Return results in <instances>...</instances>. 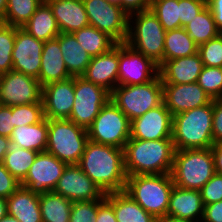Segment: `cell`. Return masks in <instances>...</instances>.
Listing matches in <instances>:
<instances>
[{
    "label": "cell",
    "mask_w": 222,
    "mask_h": 222,
    "mask_svg": "<svg viewBox=\"0 0 222 222\" xmlns=\"http://www.w3.org/2000/svg\"><path fill=\"white\" fill-rule=\"evenodd\" d=\"M104 194L124 191V149L88 140L77 164Z\"/></svg>",
    "instance_id": "1"
},
{
    "label": "cell",
    "mask_w": 222,
    "mask_h": 222,
    "mask_svg": "<svg viewBox=\"0 0 222 222\" xmlns=\"http://www.w3.org/2000/svg\"><path fill=\"white\" fill-rule=\"evenodd\" d=\"M175 151L172 139L130 138L124 148L126 174L127 176L170 174Z\"/></svg>",
    "instance_id": "2"
},
{
    "label": "cell",
    "mask_w": 222,
    "mask_h": 222,
    "mask_svg": "<svg viewBox=\"0 0 222 222\" xmlns=\"http://www.w3.org/2000/svg\"><path fill=\"white\" fill-rule=\"evenodd\" d=\"M213 100L173 116L172 141L176 150L211 148Z\"/></svg>",
    "instance_id": "3"
},
{
    "label": "cell",
    "mask_w": 222,
    "mask_h": 222,
    "mask_svg": "<svg viewBox=\"0 0 222 222\" xmlns=\"http://www.w3.org/2000/svg\"><path fill=\"white\" fill-rule=\"evenodd\" d=\"M174 183L171 174L128 176L125 192L155 218L167 215Z\"/></svg>",
    "instance_id": "4"
},
{
    "label": "cell",
    "mask_w": 222,
    "mask_h": 222,
    "mask_svg": "<svg viewBox=\"0 0 222 222\" xmlns=\"http://www.w3.org/2000/svg\"><path fill=\"white\" fill-rule=\"evenodd\" d=\"M165 36L164 27L150 9L129 15L125 43L158 66L164 61Z\"/></svg>",
    "instance_id": "5"
},
{
    "label": "cell",
    "mask_w": 222,
    "mask_h": 222,
    "mask_svg": "<svg viewBox=\"0 0 222 222\" xmlns=\"http://www.w3.org/2000/svg\"><path fill=\"white\" fill-rule=\"evenodd\" d=\"M215 173L211 148L175 151L170 174L177 187L200 190Z\"/></svg>",
    "instance_id": "6"
},
{
    "label": "cell",
    "mask_w": 222,
    "mask_h": 222,
    "mask_svg": "<svg viewBox=\"0 0 222 222\" xmlns=\"http://www.w3.org/2000/svg\"><path fill=\"white\" fill-rule=\"evenodd\" d=\"M87 129L69 119H48L46 152L67 165L78 164L88 142Z\"/></svg>",
    "instance_id": "7"
},
{
    "label": "cell",
    "mask_w": 222,
    "mask_h": 222,
    "mask_svg": "<svg viewBox=\"0 0 222 222\" xmlns=\"http://www.w3.org/2000/svg\"><path fill=\"white\" fill-rule=\"evenodd\" d=\"M130 121L163 103V87L159 74L150 82L118 85L110 99Z\"/></svg>",
    "instance_id": "8"
},
{
    "label": "cell",
    "mask_w": 222,
    "mask_h": 222,
    "mask_svg": "<svg viewBox=\"0 0 222 222\" xmlns=\"http://www.w3.org/2000/svg\"><path fill=\"white\" fill-rule=\"evenodd\" d=\"M130 125L129 118L109 100L87 129L88 138L96 143L124 149L130 139Z\"/></svg>",
    "instance_id": "9"
},
{
    "label": "cell",
    "mask_w": 222,
    "mask_h": 222,
    "mask_svg": "<svg viewBox=\"0 0 222 222\" xmlns=\"http://www.w3.org/2000/svg\"><path fill=\"white\" fill-rule=\"evenodd\" d=\"M74 91V105L69 120L88 129L101 108L111 99V93L82 76L74 77Z\"/></svg>",
    "instance_id": "10"
},
{
    "label": "cell",
    "mask_w": 222,
    "mask_h": 222,
    "mask_svg": "<svg viewBox=\"0 0 222 222\" xmlns=\"http://www.w3.org/2000/svg\"><path fill=\"white\" fill-rule=\"evenodd\" d=\"M91 26L107 33L117 43H125L128 37L129 15L119 4L106 0H83Z\"/></svg>",
    "instance_id": "11"
},
{
    "label": "cell",
    "mask_w": 222,
    "mask_h": 222,
    "mask_svg": "<svg viewBox=\"0 0 222 222\" xmlns=\"http://www.w3.org/2000/svg\"><path fill=\"white\" fill-rule=\"evenodd\" d=\"M41 97L42 87L37 79L14 70L0 75V105L42 103Z\"/></svg>",
    "instance_id": "12"
},
{
    "label": "cell",
    "mask_w": 222,
    "mask_h": 222,
    "mask_svg": "<svg viewBox=\"0 0 222 222\" xmlns=\"http://www.w3.org/2000/svg\"><path fill=\"white\" fill-rule=\"evenodd\" d=\"M159 74V67L150 58L119 43L118 85H138L152 81Z\"/></svg>",
    "instance_id": "13"
},
{
    "label": "cell",
    "mask_w": 222,
    "mask_h": 222,
    "mask_svg": "<svg viewBox=\"0 0 222 222\" xmlns=\"http://www.w3.org/2000/svg\"><path fill=\"white\" fill-rule=\"evenodd\" d=\"M67 164L48 152H39L26 177L20 182L36 194L53 191Z\"/></svg>",
    "instance_id": "14"
},
{
    "label": "cell",
    "mask_w": 222,
    "mask_h": 222,
    "mask_svg": "<svg viewBox=\"0 0 222 222\" xmlns=\"http://www.w3.org/2000/svg\"><path fill=\"white\" fill-rule=\"evenodd\" d=\"M53 192L72 202L99 200L105 194L77 165H67Z\"/></svg>",
    "instance_id": "15"
},
{
    "label": "cell",
    "mask_w": 222,
    "mask_h": 222,
    "mask_svg": "<svg viewBox=\"0 0 222 222\" xmlns=\"http://www.w3.org/2000/svg\"><path fill=\"white\" fill-rule=\"evenodd\" d=\"M172 124L173 116L162 103L131 121L130 138L140 140L172 139Z\"/></svg>",
    "instance_id": "16"
},
{
    "label": "cell",
    "mask_w": 222,
    "mask_h": 222,
    "mask_svg": "<svg viewBox=\"0 0 222 222\" xmlns=\"http://www.w3.org/2000/svg\"><path fill=\"white\" fill-rule=\"evenodd\" d=\"M44 41L38 40L22 28L16 27L12 52V70L38 80Z\"/></svg>",
    "instance_id": "17"
},
{
    "label": "cell",
    "mask_w": 222,
    "mask_h": 222,
    "mask_svg": "<svg viewBox=\"0 0 222 222\" xmlns=\"http://www.w3.org/2000/svg\"><path fill=\"white\" fill-rule=\"evenodd\" d=\"M74 99V77L45 85L42 87L41 97L44 117L69 119Z\"/></svg>",
    "instance_id": "18"
},
{
    "label": "cell",
    "mask_w": 222,
    "mask_h": 222,
    "mask_svg": "<svg viewBox=\"0 0 222 222\" xmlns=\"http://www.w3.org/2000/svg\"><path fill=\"white\" fill-rule=\"evenodd\" d=\"M163 103L172 116L209 104L212 99L197 82L162 84Z\"/></svg>",
    "instance_id": "19"
},
{
    "label": "cell",
    "mask_w": 222,
    "mask_h": 222,
    "mask_svg": "<svg viewBox=\"0 0 222 222\" xmlns=\"http://www.w3.org/2000/svg\"><path fill=\"white\" fill-rule=\"evenodd\" d=\"M118 69L119 43L107 53L92 57L82 77L111 93L117 87Z\"/></svg>",
    "instance_id": "20"
},
{
    "label": "cell",
    "mask_w": 222,
    "mask_h": 222,
    "mask_svg": "<svg viewBox=\"0 0 222 222\" xmlns=\"http://www.w3.org/2000/svg\"><path fill=\"white\" fill-rule=\"evenodd\" d=\"M162 84H188L198 81L203 68L199 53L163 61L159 66Z\"/></svg>",
    "instance_id": "21"
},
{
    "label": "cell",
    "mask_w": 222,
    "mask_h": 222,
    "mask_svg": "<svg viewBox=\"0 0 222 222\" xmlns=\"http://www.w3.org/2000/svg\"><path fill=\"white\" fill-rule=\"evenodd\" d=\"M204 214V204L200 190L183 189L173 186L167 215L188 221H200Z\"/></svg>",
    "instance_id": "22"
},
{
    "label": "cell",
    "mask_w": 222,
    "mask_h": 222,
    "mask_svg": "<svg viewBox=\"0 0 222 222\" xmlns=\"http://www.w3.org/2000/svg\"><path fill=\"white\" fill-rule=\"evenodd\" d=\"M53 11L60 33H74L89 24L83 0H45Z\"/></svg>",
    "instance_id": "23"
},
{
    "label": "cell",
    "mask_w": 222,
    "mask_h": 222,
    "mask_svg": "<svg viewBox=\"0 0 222 222\" xmlns=\"http://www.w3.org/2000/svg\"><path fill=\"white\" fill-rule=\"evenodd\" d=\"M72 77L65 66L59 45V35L44 42L41 58V69L38 81L41 87L47 84L63 81Z\"/></svg>",
    "instance_id": "24"
},
{
    "label": "cell",
    "mask_w": 222,
    "mask_h": 222,
    "mask_svg": "<svg viewBox=\"0 0 222 222\" xmlns=\"http://www.w3.org/2000/svg\"><path fill=\"white\" fill-rule=\"evenodd\" d=\"M8 215L20 222H43L39 206V194L20 186L7 198Z\"/></svg>",
    "instance_id": "25"
},
{
    "label": "cell",
    "mask_w": 222,
    "mask_h": 222,
    "mask_svg": "<svg viewBox=\"0 0 222 222\" xmlns=\"http://www.w3.org/2000/svg\"><path fill=\"white\" fill-rule=\"evenodd\" d=\"M105 199L113 206L117 222H154L156 220L125 191L105 194Z\"/></svg>",
    "instance_id": "26"
},
{
    "label": "cell",
    "mask_w": 222,
    "mask_h": 222,
    "mask_svg": "<svg viewBox=\"0 0 222 222\" xmlns=\"http://www.w3.org/2000/svg\"><path fill=\"white\" fill-rule=\"evenodd\" d=\"M48 119L43 118L33 125L15 127L11 136V144L27 150L45 152L47 149Z\"/></svg>",
    "instance_id": "27"
},
{
    "label": "cell",
    "mask_w": 222,
    "mask_h": 222,
    "mask_svg": "<svg viewBox=\"0 0 222 222\" xmlns=\"http://www.w3.org/2000/svg\"><path fill=\"white\" fill-rule=\"evenodd\" d=\"M59 45L68 73L72 76H82L92 57L78 43L72 33H60Z\"/></svg>",
    "instance_id": "28"
},
{
    "label": "cell",
    "mask_w": 222,
    "mask_h": 222,
    "mask_svg": "<svg viewBox=\"0 0 222 222\" xmlns=\"http://www.w3.org/2000/svg\"><path fill=\"white\" fill-rule=\"evenodd\" d=\"M22 29L44 42L55 39L60 34L53 11L45 0Z\"/></svg>",
    "instance_id": "29"
},
{
    "label": "cell",
    "mask_w": 222,
    "mask_h": 222,
    "mask_svg": "<svg viewBox=\"0 0 222 222\" xmlns=\"http://www.w3.org/2000/svg\"><path fill=\"white\" fill-rule=\"evenodd\" d=\"M72 34L91 57L107 53L117 45V42L107 33L91 25L83 27Z\"/></svg>",
    "instance_id": "30"
},
{
    "label": "cell",
    "mask_w": 222,
    "mask_h": 222,
    "mask_svg": "<svg viewBox=\"0 0 222 222\" xmlns=\"http://www.w3.org/2000/svg\"><path fill=\"white\" fill-rule=\"evenodd\" d=\"M73 202L53 191L39 194L43 222H69Z\"/></svg>",
    "instance_id": "31"
},
{
    "label": "cell",
    "mask_w": 222,
    "mask_h": 222,
    "mask_svg": "<svg viewBox=\"0 0 222 222\" xmlns=\"http://www.w3.org/2000/svg\"><path fill=\"white\" fill-rule=\"evenodd\" d=\"M196 53H198V46L183 27L166 31L164 61L188 57Z\"/></svg>",
    "instance_id": "32"
},
{
    "label": "cell",
    "mask_w": 222,
    "mask_h": 222,
    "mask_svg": "<svg viewBox=\"0 0 222 222\" xmlns=\"http://www.w3.org/2000/svg\"><path fill=\"white\" fill-rule=\"evenodd\" d=\"M197 46L208 42L221 32L217 29L212 12L206 6L191 22L184 27Z\"/></svg>",
    "instance_id": "33"
},
{
    "label": "cell",
    "mask_w": 222,
    "mask_h": 222,
    "mask_svg": "<svg viewBox=\"0 0 222 222\" xmlns=\"http://www.w3.org/2000/svg\"><path fill=\"white\" fill-rule=\"evenodd\" d=\"M38 153L11 144L2 163L11 175L21 182L26 177Z\"/></svg>",
    "instance_id": "34"
},
{
    "label": "cell",
    "mask_w": 222,
    "mask_h": 222,
    "mask_svg": "<svg viewBox=\"0 0 222 222\" xmlns=\"http://www.w3.org/2000/svg\"><path fill=\"white\" fill-rule=\"evenodd\" d=\"M44 0H7L5 24L22 28Z\"/></svg>",
    "instance_id": "35"
},
{
    "label": "cell",
    "mask_w": 222,
    "mask_h": 222,
    "mask_svg": "<svg viewBox=\"0 0 222 222\" xmlns=\"http://www.w3.org/2000/svg\"><path fill=\"white\" fill-rule=\"evenodd\" d=\"M150 10L165 31L181 28L179 0H151Z\"/></svg>",
    "instance_id": "36"
},
{
    "label": "cell",
    "mask_w": 222,
    "mask_h": 222,
    "mask_svg": "<svg viewBox=\"0 0 222 222\" xmlns=\"http://www.w3.org/2000/svg\"><path fill=\"white\" fill-rule=\"evenodd\" d=\"M16 38V27L0 24V75L12 70V52Z\"/></svg>",
    "instance_id": "37"
},
{
    "label": "cell",
    "mask_w": 222,
    "mask_h": 222,
    "mask_svg": "<svg viewBox=\"0 0 222 222\" xmlns=\"http://www.w3.org/2000/svg\"><path fill=\"white\" fill-rule=\"evenodd\" d=\"M197 83L212 100L222 98V67L203 66Z\"/></svg>",
    "instance_id": "38"
},
{
    "label": "cell",
    "mask_w": 222,
    "mask_h": 222,
    "mask_svg": "<svg viewBox=\"0 0 222 222\" xmlns=\"http://www.w3.org/2000/svg\"><path fill=\"white\" fill-rule=\"evenodd\" d=\"M14 128L22 125H33L44 118L43 103H32L11 106Z\"/></svg>",
    "instance_id": "39"
},
{
    "label": "cell",
    "mask_w": 222,
    "mask_h": 222,
    "mask_svg": "<svg viewBox=\"0 0 222 222\" xmlns=\"http://www.w3.org/2000/svg\"><path fill=\"white\" fill-rule=\"evenodd\" d=\"M203 66L222 67V33L198 46Z\"/></svg>",
    "instance_id": "40"
},
{
    "label": "cell",
    "mask_w": 222,
    "mask_h": 222,
    "mask_svg": "<svg viewBox=\"0 0 222 222\" xmlns=\"http://www.w3.org/2000/svg\"><path fill=\"white\" fill-rule=\"evenodd\" d=\"M98 200L73 202L69 222H96Z\"/></svg>",
    "instance_id": "41"
},
{
    "label": "cell",
    "mask_w": 222,
    "mask_h": 222,
    "mask_svg": "<svg viewBox=\"0 0 222 222\" xmlns=\"http://www.w3.org/2000/svg\"><path fill=\"white\" fill-rule=\"evenodd\" d=\"M204 205L222 200V175L215 173L200 189Z\"/></svg>",
    "instance_id": "42"
},
{
    "label": "cell",
    "mask_w": 222,
    "mask_h": 222,
    "mask_svg": "<svg viewBox=\"0 0 222 222\" xmlns=\"http://www.w3.org/2000/svg\"><path fill=\"white\" fill-rule=\"evenodd\" d=\"M181 27L188 25L206 6L205 0H179Z\"/></svg>",
    "instance_id": "43"
},
{
    "label": "cell",
    "mask_w": 222,
    "mask_h": 222,
    "mask_svg": "<svg viewBox=\"0 0 222 222\" xmlns=\"http://www.w3.org/2000/svg\"><path fill=\"white\" fill-rule=\"evenodd\" d=\"M20 186V181L11 175L3 163H0V197L7 199Z\"/></svg>",
    "instance_id": "44"
},
{
    "label": "cell",
    "mask_w": 222,
    "mask_h": 222,
    "mask_svg": "<svg viewBox=\"0 0 222 222\" xmlns=\"http://www.w3.org/2000/svg\"><path fill=\"white\" fill-rule=\"evenodd\" d=\"M213 142H222V98L213 99V119H212Z\"/></svg>",
    "instance_id": "45"
},
{
    "label": "cell",
    "mask_w": 222,
    "mask_h": 222,
    "mask_svg": "<svg viewBox=\"0 0 222 222\" xmlns=\"http://www.w3.org/2000/svg\"><path fill=\"white\" fill-rule=\"evenodd\" d=\"M14 130V120L11 106L0 105V135L10 138Z\"/></svg>",
    "instance_id": "46"
},
{
    "label": "cell",
    "mask_w": 222,
    "mask_h": 222,
    "mask_svg": "<svg viewBox=\"0 0 222 222\" xmlns=\"http://www.w3.org/2000/svg\"><path fill=\"white\" fill-rule=\"evenodd\" d=\"M96 222H117L113 206L105 199V195L98 200Z\"/></svg>",
    "instance_id": "47"
},
{
    "label": "cell",
    "mask_w": 222,
    "mask_h": 222,
    "mask_svg": "<svg viewBox=\"0 0 222 222\" xmlns=\"http://www.w3.org/2000/svg\"><path fill=\"white\" fill-rule=\"evenodd\" d=\"M119 5L128 14L149 10L151 0H119Z\"/></svg>",
    "instance_id": "48"
},
{
    "label": "cell",
    "mask_w": 222,
    "mask_h": 222,
    "mask_svg": "<svg viewBox=\"0 0 222 222\" xmlns=\"http://www.w3.org/2000/svg\"><path fill=\"white\" fill-rule=\"evenodd\" d=\"M204 222H222V200L204 205Z\"/></svg>",
    "instance_id": "49"
},
{
    "label": "cell",
    "mask_w": 222,
    "mask_h": 222,
    "mask_svg": "<svg viewBox=\"0 0 222 222\" xmlns=\"http://www.w3.org/2000/svg\"><path fill=\"white\" fill-rule=\"evenodd\" d=\"M207 6L212 12L217 29L222 33V0H210Z\"/></svg>",
    "instance_id": "50"
},
{
    "label": "cell",
    "mask_w": 222,
    "mask_h": 222,
    "mask_svg": "<svg viewBox=\"0 0 222 222\" xmlns=\"http://www.w3.org/2000/svg\"><path fill=\"white\" fill-rule=\"evenodd\" d=\"M211 151L214 158L215 172L222 175V142L213 144Z\"/></svg>",
    "instance_id": "51"
},
{
    "label": "cell",
    "mask_w": 222,
    "mask_h": 222,
    "mask_svg": "<svg viewBox=\"0 0 222 222\" xmlns=\"http://www.w3.org/2000/svg\"><path fill=\"white\" fill-rule=\"evenodd\" d=\"M10 145V138L0 135V163L3 162L5 154L9 151Z\"/></svg>",
    "instance_id": "52"
},
{
    "label": "cell",
    "mask_w": 222,
    "mask_h": 222,
    "mask_svg": "<svg viewBox=\"0 0 222 222\" xmlns=\"http://www.w3.org/2000/svg\"><path fill=\"white\" fill-rule=\"evenodd\" d=\"M156 220L158 222H189L188 220L179 219V218L172 217V216H169V215L158 217V218H156Z\"/></svg>",
    "instance_id": "53"
},
{
    "label": "cell",
    "mask_w": 222,
    "mask_h": 222,
    "mask_svg": "<svg viewBox=\"0 0 222 222\" xmlns=\"http://www.w3.org/2000/svg\"><path fill=\"white\" fill-rule=\"evenodd\" d=\"M7 214V199L4 197H0V219H2Z\"/></svg>",
    "instance_id": "54"
},
{
    "label": "cell",
    "mask_w": 222,
    "mask_h": 222,
    "mask_svg": "<svg viewBox=\"0 0 222 222\" xmlns=\"http://www.w3.org/2000/svg\"><path fill=\"white\" fill-rule=\"evenodd\" d=\"M7 0H0V24H5Z\"/></svg>",
    "instance_id": "55"
},
{
    "label": "cell",
    "mask_w": 222,
    "mask_h": 222,
    "mask_svg": "<svg viewBox=\"0 0 222 222\" xmlns=\"http://www.w3.org/2000/svg\"><path fill=\"white\" fill-rule=\"evenodd\" d=\"M0 222H20V221L18 219H16L15 217H12L7 214L2 219H0Z\"/></svg>",
    "instance_id": "56"
},
{
    "label": "cell",
    "mask_w": 222,
    "mask_h": 222,
    "mask_svg": "<svg viewBox=\"0 0 222 222\" xmlns=\"http://www.w3.org/2000/svg\"><path fill=\"white\" fill-rule=\"evenodd\" d=\"M109 3L119 4V0H106Z\"/></svg>",
    "instance_id": "57"
},
{
    "label": "cell",
    "mask_w": 222,
    "mask_h": 222,
    "mask_svg": "<svg viewBox=\"0 0 222 222\" xmlns=\"http://www.w3.org/2000/svg\"><path fill=\"white\" fill-rule=\"evenodd\" d=\"M189 222H191V221H189ZM192 222H204L203 220H200V221H192Z\"/></svg>",
    "instance_id": "58"
}]
</instances>
